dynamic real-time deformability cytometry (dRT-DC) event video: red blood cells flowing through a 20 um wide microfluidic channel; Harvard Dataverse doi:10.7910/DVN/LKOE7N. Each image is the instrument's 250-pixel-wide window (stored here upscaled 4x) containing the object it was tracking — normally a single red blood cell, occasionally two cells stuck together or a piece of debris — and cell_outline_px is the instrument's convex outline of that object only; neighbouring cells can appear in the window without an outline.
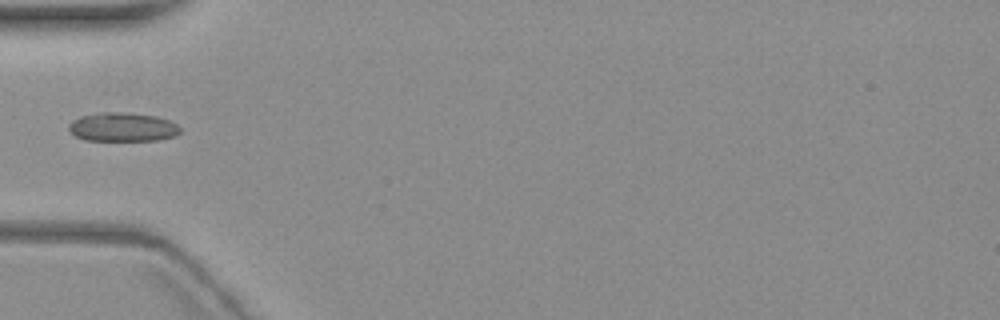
{"species": "common noctule bat (a hibernating species)", "species_latin": "Nyctalus noctula", "temperature_condition": "warm", "stored_images_in_passage": 3, "camera_frame_rate_fps": 3000, "um_per_image_px": 0.085, "animal": {"sex": "female", "body_mass_g": 19.3, "forearm_length_mm": 54.1}, "frame": {"image": 1, "passage_image": 3, "time_ms": 4.333, "image_size_px": [1000, 320], "cell_outline_px": [[180, 132], [176, 136], [156, 140], [84, 140], [76, 136], [68, 128], [68, 124], [72, 120], [80, 116], [100, 112], [120, 112], [156, 116], [168, 120], [176, 124], [180, 128]], "centroid_in_image_um": [10.4, 10.8], "position_along_channel_um": 74.6, "area_um2": 18.67}}